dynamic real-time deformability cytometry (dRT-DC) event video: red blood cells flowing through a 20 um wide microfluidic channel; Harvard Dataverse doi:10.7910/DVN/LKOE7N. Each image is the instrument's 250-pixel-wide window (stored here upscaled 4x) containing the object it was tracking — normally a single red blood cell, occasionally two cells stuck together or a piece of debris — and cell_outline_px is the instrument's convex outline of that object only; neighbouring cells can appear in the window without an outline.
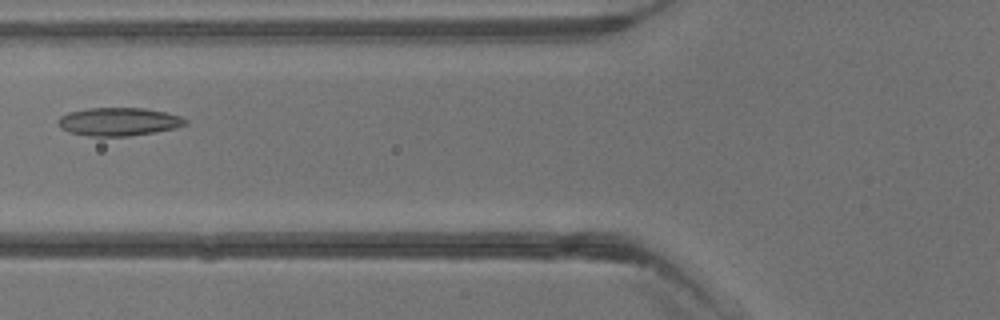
{"species": "common noctule bat (a hibernating species)", "species_latin": "Nyctalus noctula", "temperature_condition": "warm", "stored_images_in_passage": 4, "camera_frame_rate_fps": 3000, "um_per_image_px": 0.085, "animal": {"sex": "male", "body_mass_g": 13.3}, "frame": {"image": 1, "passage_image": 4, "time_ms": 3.333, "image_size_px": [1000, 320], "cell_outline_px": [[188, 124], [176, 128], [128, 136], [88, 136], [68, 132], [60, 128], [56, 124], [56, 120], [60, 116], [68, 112], [88, 108], [144, 108], [164, 112], [180, 116], [188, 120]], "centroid_in_image_um": [10.04, 10.34], "position_along_channel_um": 115.8, "area_um2": 21.04}}